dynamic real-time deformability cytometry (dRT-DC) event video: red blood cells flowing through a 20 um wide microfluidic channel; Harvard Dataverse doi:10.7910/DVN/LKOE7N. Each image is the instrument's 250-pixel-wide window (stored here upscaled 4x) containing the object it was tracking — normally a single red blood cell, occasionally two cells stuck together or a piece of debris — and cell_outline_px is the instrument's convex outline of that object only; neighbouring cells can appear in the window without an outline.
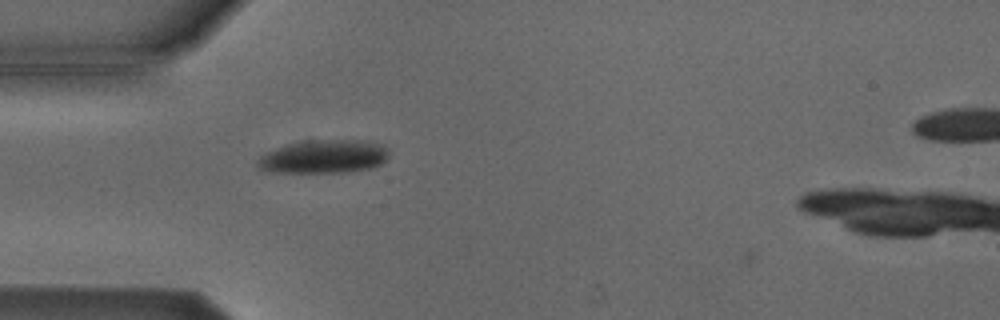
{"species": "Egyptian fruit bat (a non-hibernating species)", "species_latin": "Rousettus aegyptiacus", "temperature_condition": "cold", "stored_images_in_passage": 45, "camera_frame_rate_fps": 3000, "um_per_image_px": 0.085, "animal": {"sex": "male"}, "frame": {"image": 1, "passage_image": 8, "time_ms": 2.333, "image_size_px": [1000, 320], "cell_outline_px": [[388, 156], [380, 164], [372, 168], [344, 172], [272, 172], [260, 168], [260, 156], [264, 152], [288, 144], [304, 140], [364, 140], [380, 144], [388, 148]], "centroid_in_image_um": [27.55, 13.3], "position_along_channel_um": 57.4, "area_um2": 25.37}}
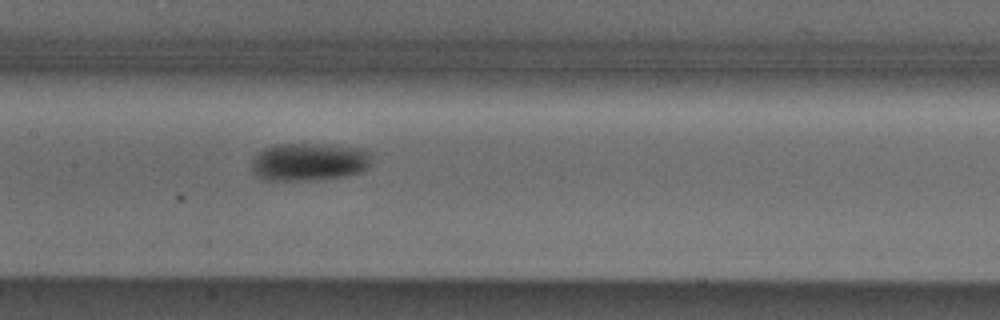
{"frame": {"image": 2, "passage_image": 18, "time_ms": 5.667, "image_size_px": [1000, 320], "cell_outline_px": [[372, 164], [368, 168], [360, 172], [348, 176], [316, 180], [268, 180], [260, 176], [252, 168], [252, 160], [264, 148], [272, 144], [332, 144], [360, 148], [372, 152]], "centroid_in_image_um": [26.37, 13.74], "position_along_channel_um": 181.0, "area_um2": 26.76}}
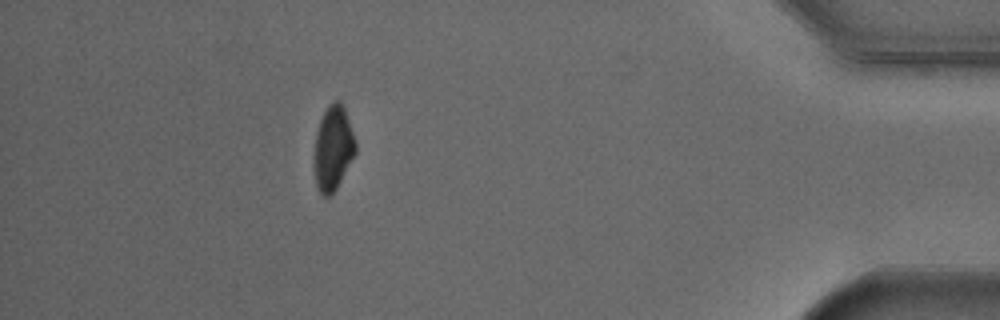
{"frame": {"image": 3, "passage_image": 40, "time_ms": 13.0, "image_size_px": [1000, 320], "cell_outline_px": [[356, 152], [336, 188], [328, 196], [324, 196], [320, 192], [316, 184], [316, 132], [320, 120], [328, 104], [336, 100], [340, 100], [344, 108], [356, 140]], "centroid_in_image_um": [28.34, 12.53], "position_along_channel_um": 406.9, "area_um2": 19.71}, "authors_computed_cell_mechanics": {"area_um2": 22.3686, "velocity_mm_per_s": 3.8309, "shape_relaxation_time_tau1_ms": 1.9606, "shape_relaxation_time_tau2_ms": null, "deformation_change_tau1": 0.0819, "deformation_change_tau2": null}}